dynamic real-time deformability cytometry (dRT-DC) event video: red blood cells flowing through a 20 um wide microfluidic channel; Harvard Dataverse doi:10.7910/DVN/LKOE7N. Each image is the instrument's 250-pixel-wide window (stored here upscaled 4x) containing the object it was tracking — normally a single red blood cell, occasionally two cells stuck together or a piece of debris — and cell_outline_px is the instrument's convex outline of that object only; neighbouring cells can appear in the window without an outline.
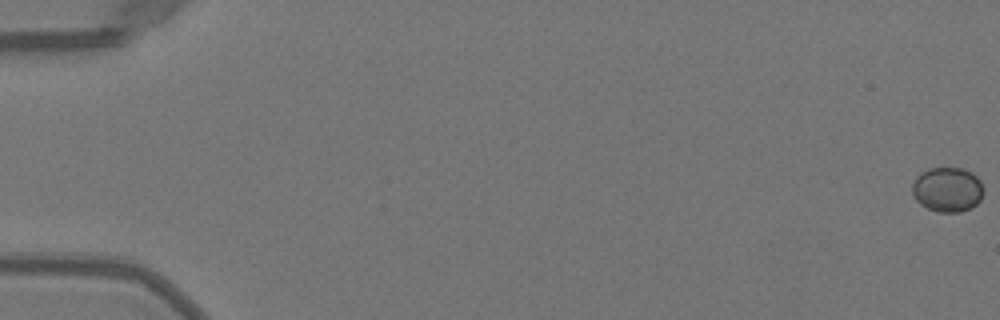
{"species": "Egyptian fruit bat (a non-hibernating species)", "species_latin": "Rousettus aegyptiacus", "temperature_condition": "warm", "stored_images_in_passage": 23, "camera_frame_rate_fps": 3000, "um_per_image_px": 0.085, "animal": {"sex": "female"}, "frame": {"image": 1, "passage_image": 1, "time_ms": 0.0, "image_size_px": [1000, 320], "cell_outline_px": [[984, 192], [980, 200], [976, 204], [960, 212], [940, 212], [928, 208], [920, 204], [916, 200], [912, 192], [912, 184], [916, 176], [920, 172], [928, 168], [964, 168], [972, 172], [980, 180], [984, 188]], "centroid_in_image_um": [80.53, 16.09], "position_along_channel_um": 4.5, "area_um2": 18.73}}
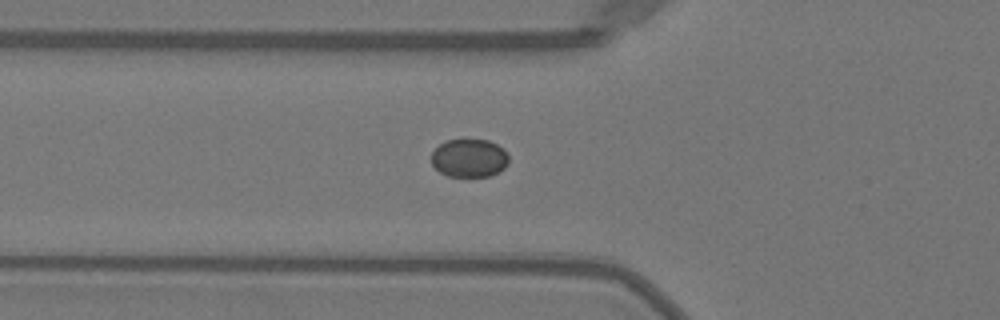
{"frame": {"image": 2, "passage_image": 20, "time_ms": 6.333, "image_size_px": [1000, 320], "cell_outline_px": [[508, 164], [504, 168], [488, 176], [448, 176], [440, 172], [432, 164], [432, 152], [444, 140], [464, 136], [488, 140], [504, 148], [508, 152]], "centroid_in_image_um": [39.89, 13.37], "position_along_channel_um": 85.9, "area_um2": 17.8}}
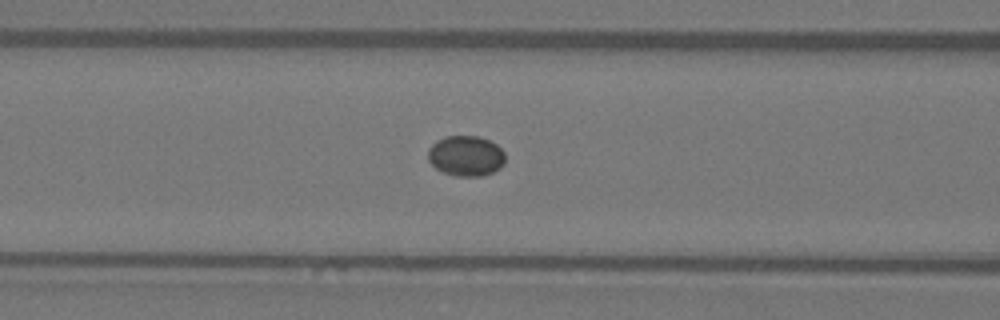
{"frame": {"image": 3, "passage_image": 23, "time_ms": 7.333, "image_size_px": [1000, 320], "cell_outline_px": [[504, 164], [500, 168], [484, 176], [456, 176], [444, 172], [436, 168], [428, 160], [428, 148], [436, 140], [444, 136], [480, 136], [496, 144], [504, 152]], "centroid_in_image_um": [39.59, 13.24], "position_along_channel_um": 127.0, "area_um2": 18.26}}